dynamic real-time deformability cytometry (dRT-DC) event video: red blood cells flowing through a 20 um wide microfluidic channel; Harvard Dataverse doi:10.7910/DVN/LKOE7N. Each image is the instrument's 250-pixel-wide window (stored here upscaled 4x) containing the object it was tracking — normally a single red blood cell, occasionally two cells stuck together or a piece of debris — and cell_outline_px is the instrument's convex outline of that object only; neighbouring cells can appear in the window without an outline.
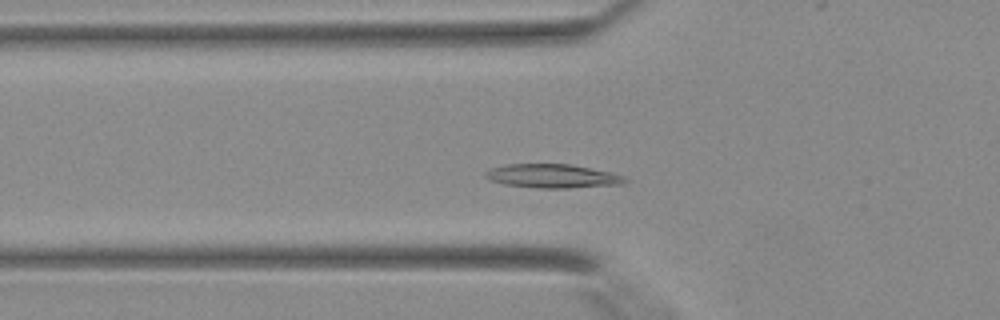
{"species": "Egyptian fruit bat (a non-hibernating species)", "species_latin": "Rousettus aegyptiacus", "temperature_condition": "warm", "stored_images_in_passage": 26, "camera_frame_rate_fps": 3000, "um_per_image_px": 0.085, "animal": {"sex": "female"}, "frame": {"image": 1, "passage_image": 4, "time_ms": 1.0, "image_size_px": [1000, 320], "cell_outline_px": [[628, 180], [624, 184], [568, 188], [540, 188], [504, 184], [488, 180], [484, 176], [484, 172], [492, 168], [508, 164], [572, 164], [608, 172], [624, 176]], "centroid_in_image_um": [46.95, 14.97], "position_along_channel_um": 78.9, "area_um2": 19.31}}
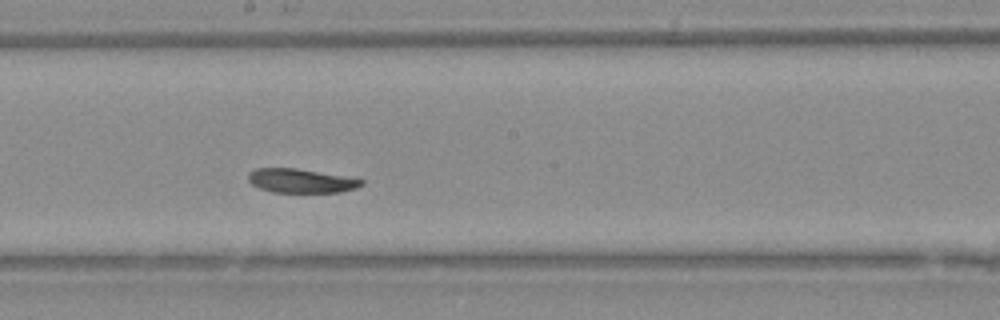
{"frame": {"image": 2, "passage_image": 13, "time_ms": 4.0, "image_size_px": [1000, 320], "cell_outline_px": [[364, 184], [356, 188], [340, 192], [272, 192], [260, 188], [252, 184], [248, 180], [248, 172], [256, 168], [296, 168], [344, 176], [364, 180]], "centroid_in_image_um": [25.56, 15.36], "position_along_channel_um": 222.6, "area_um2": 15.78}}
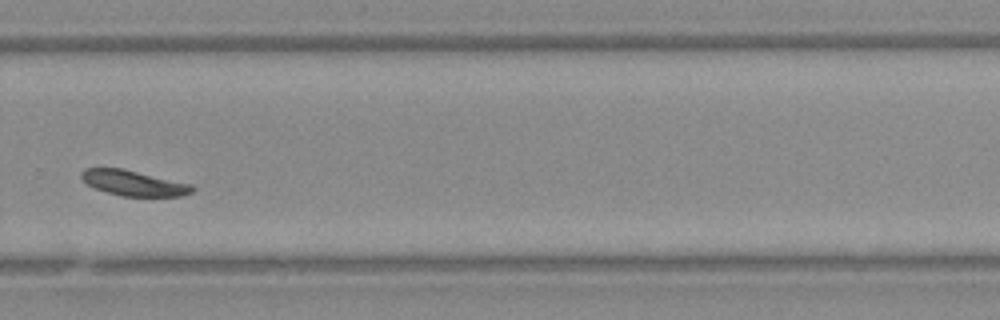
{"frame": {"image": 3, "passage_image": 19, "time_ms": 6.0, "image_size_px": [1000, 320], "cell_outline_px": [[196, 188], [192, 192], [184, 196], [120, 196], [96, 188], [88, 184], [80, 176], [80, 172], [84, 168], [120, 168], [192, 184]], "centroid_in_image_um": [11.39, 15.56], "position_along_channel_um": 318.4, "area_um2": 16.24}}